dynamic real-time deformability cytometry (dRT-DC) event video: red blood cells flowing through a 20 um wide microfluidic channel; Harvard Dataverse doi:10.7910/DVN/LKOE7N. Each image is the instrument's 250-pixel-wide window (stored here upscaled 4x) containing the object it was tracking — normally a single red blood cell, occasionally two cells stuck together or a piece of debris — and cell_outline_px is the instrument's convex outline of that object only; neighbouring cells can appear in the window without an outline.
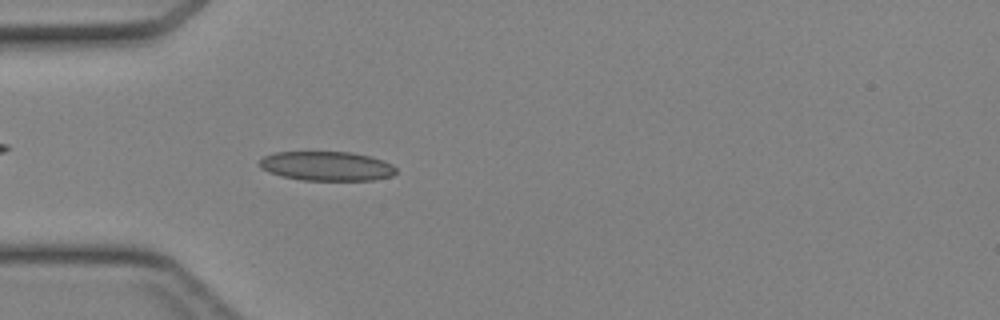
{"species": "Egyptian fruit bat (a non-hibernating species)", "species_latin": "Rousettus aegyptiacus", "temperature_condition": "cold", "stored_images_in_passage": 42, "camera_frame_rate_fps": 3000, "um_per_image_px": 0.085, "animal": {"sex": "female"}, "frame": {"image": 1, "passage_image": 11, "time_ms": 3.333, "image_size_px": [1000, 320], "cell_outline_px": [[396, 172], [392, 176], [372, 180], [300, 180], [280, 176], [268, 172], [260, 168], [260, 160], [264, 156], [272, 152], [352, 152], [372, 156], [384, 160], [392, 164], [396, 168]], "centroid_in_image_um": [27.77, 14.11], "position_along_channel_um": 57.2, "area_um2": 23.58}}
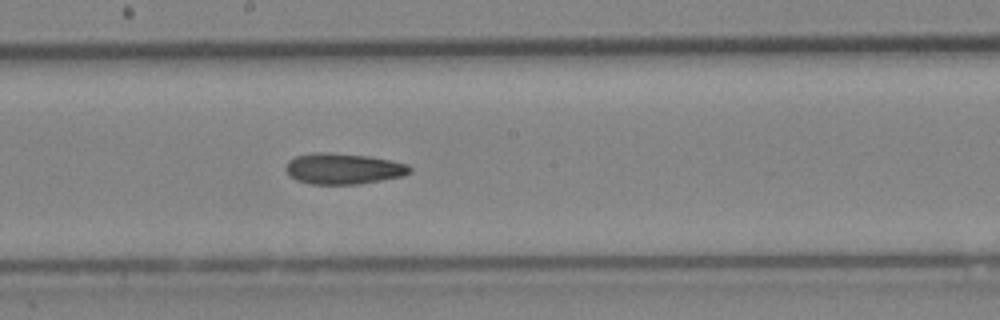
{"frame": {"image": 2, "passage_image": 22, "time_ms": 7.0, "image_size_px": [1000, 320], "cell_outline_px": [[412, 172], [404, 176], [356, 184], [312, 184], [296, 180], [284, 168], [288, 160], [296, 156], [312, 152], [328, 152], [368, 156], [392, 160], [408, 164], [412, 168]], "centroid_in_image_um": [29.2, 14.33], "position_along_channel_um": 219.0, "area_um2": 22.43}}
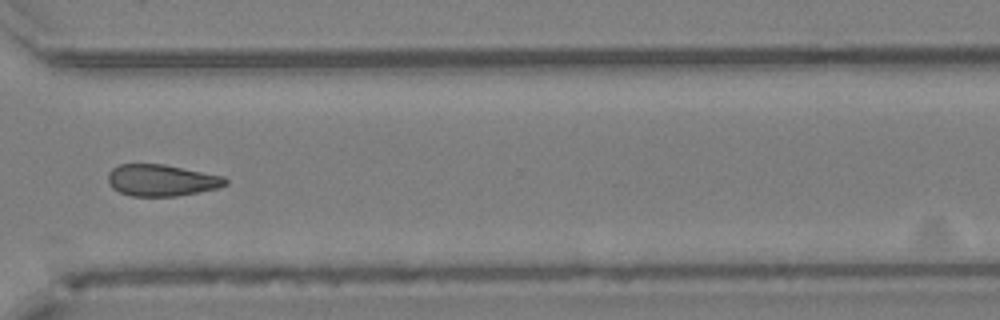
{"frame": {"image": 3, "passage_image": 31, "time_ms": 10.0, "image_size_px": [1000, 320], "cell_outline_px": [[228, 184], [216, 188], [176, 196], [132, 196], [120, 192], [112, 188], [108, 180], [108, 172], [112, 168], [120, 164], [164, 164], [224, 176], [228, 180]], "centroid_in_image_um": [13.72, 15.31], "position_along_channel_um": 356.9, "area_um2": 21.56}}